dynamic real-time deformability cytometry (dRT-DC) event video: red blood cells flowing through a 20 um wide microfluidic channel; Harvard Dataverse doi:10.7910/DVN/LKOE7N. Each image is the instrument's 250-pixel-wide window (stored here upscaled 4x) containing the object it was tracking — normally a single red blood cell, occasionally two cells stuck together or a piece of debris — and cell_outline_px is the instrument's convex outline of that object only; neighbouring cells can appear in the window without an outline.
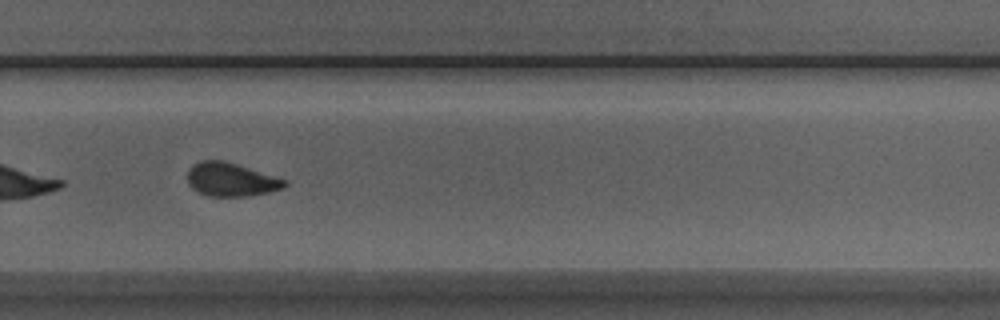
{"species": "Egyptian fruit bat (a non-hibernating species)", "species_latin": "Rousettus aegyptiacus", "temperature_condition": "room temperature", "stored_images_in_passage": 24, "camera_frame_rate_fps": 3000, "um_per_image_px": 0.085, "animal": {"sex": "male"}, "frame": {"image": 1, "passage_image": 21, "time_ms": 6.667, "image_size_px": [1000, 320], "cell_outline_px": [[288, 184], [284, 188], [268, 192], [248, 196], [208, 196], [196, 192], [188, 184], [188, 168], [192, 164], [200, 160], [224, 160], [276, 176], [288, 180]], "centroid_in_image_um": [19.62, 15.26], "position_along_channel_um": 310.2, "area_um2": 19.25}}